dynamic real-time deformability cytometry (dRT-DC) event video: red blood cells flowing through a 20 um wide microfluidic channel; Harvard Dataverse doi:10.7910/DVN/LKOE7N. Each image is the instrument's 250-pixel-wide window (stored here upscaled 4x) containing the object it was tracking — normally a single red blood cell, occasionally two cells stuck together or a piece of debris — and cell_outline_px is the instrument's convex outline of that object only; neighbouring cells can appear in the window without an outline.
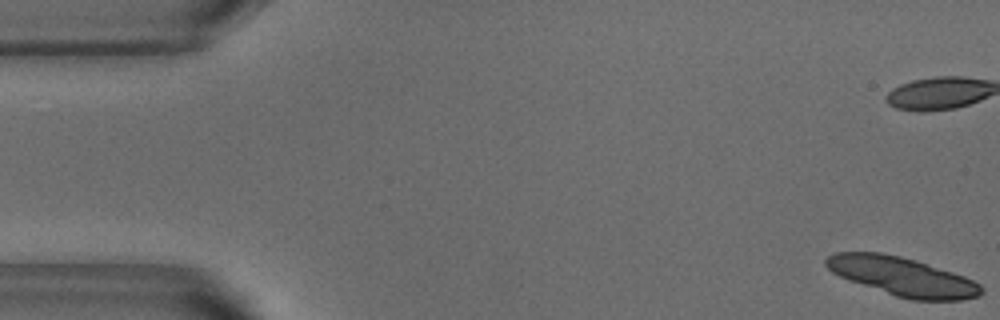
{"species": "common noctule bat (a hibernating species)", "species_latin": "Nyctalus noctula", "temperature_condition": "warm", "stored_images_in_passage": 14, "camera_frame_rate_fps": 3000, "um_per_image_px": 0.085, "animal": {"sex": "male", "body_mass_g": 18.8}, "frame": {"image": 1, "passage_image": 1, "time_ms": 0.0, "image_size_px": [1000, 320], "cell_outline_px": [[984, 292], [980, 296], [960, 300], [912, 300], [896, 296], [848, 280], [832, 272], [824, 264], [824, 260], [828, 256], [836, 252], [880, 252], [900, 256], [916, 260], [964, 276], [980, 284], [984, 288]], "centroid_in_image_um": [76.7, 23.5], "position_along_channel_um": 8.3, "area_um2": 34.97}}